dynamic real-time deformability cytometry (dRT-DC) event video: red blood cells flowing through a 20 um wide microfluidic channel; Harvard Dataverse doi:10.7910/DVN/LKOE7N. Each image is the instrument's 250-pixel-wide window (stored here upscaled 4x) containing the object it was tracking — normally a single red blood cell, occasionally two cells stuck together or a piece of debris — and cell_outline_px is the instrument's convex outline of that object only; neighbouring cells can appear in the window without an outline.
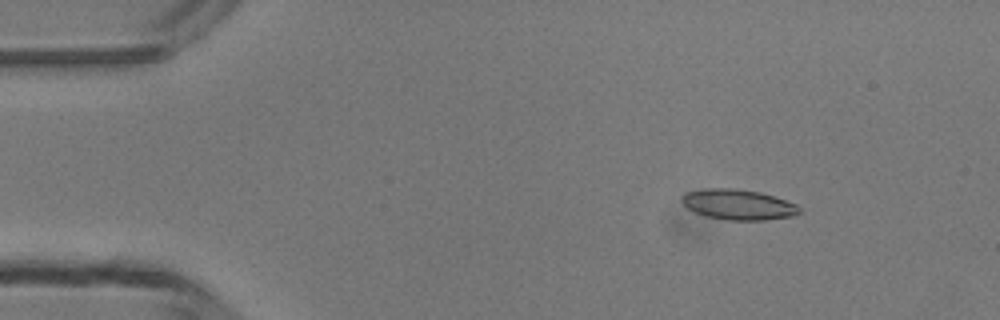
{"species": "common noctule bat (a hibernating species)", "species_latin": "Nyctalus noctula", "temperature_condition": "room temperature", "stored_images_in_passage": 48, "camera_frame_rate_fps": 3000, "um_per_image_px": 0.085, "animal": {"sex": "male", "body_mass_g": 13.3}, "frame": {"image": 1, "passage_image": 6, "time_ms": 1.667, "image_size_px": [1000, 320], "cell_outline_px": [[800, 212], [792, 216], [764, 220], [728, 220], [704, 216], [688, 208], [680, 200], [680, 196], [684, 192], [708, 188], [736, 188], [760, 192], [796, 204], [800, 208]], "centroid_in_image_um": [62.7, 17.38], "position_along_channel_um": 22.3, "area_um2": 20.81}}
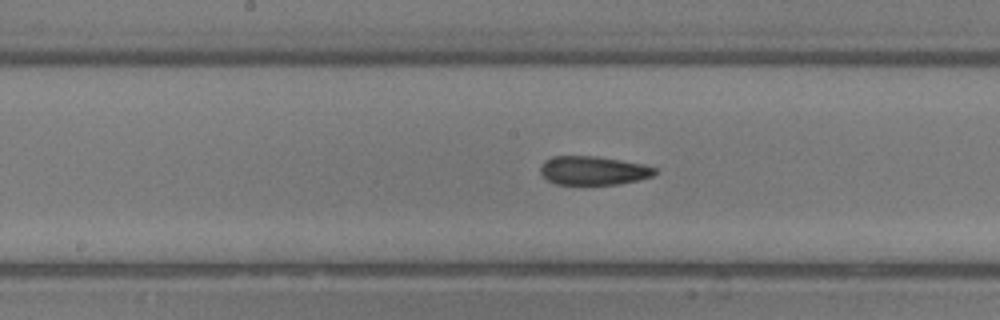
{"frame": {"image": 2, "passage_image": 24, "time_ms": 7.667, "image_size_px": [1000, 320], "cell_outline_px": [[656, 172], [652, 176], [620, 184], [556, 184], [548, 180], [540, 172], [540, 168], [544, 160], [552, 156], [596, 156], [644, 164], [656, 168]], "centroid_in_image_um": [50.41, 14.49], "position_along_channel_um": 197.8, "area_um2": 19.07}}
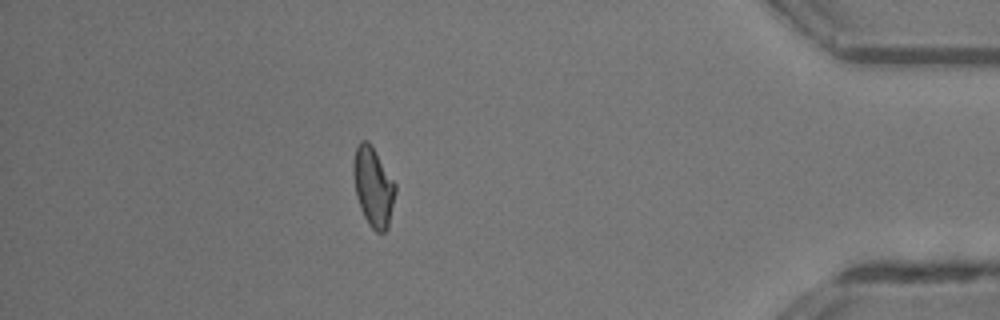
{"frame": {"image": 3, "passage_image": 42, "time_ms": 13.667, "image_size_px": [1000, 320], "cell_outline_px": [[396, 192], [388, 228], [384, 232], [376, 232], [368, 224], [360, 208], [356, 196], [352, 172], [352, 164], [356, 148], [360, 140], [368, 140], [376, 152], [396, 184]], "centroid_in_image_um": [31.72, 15.88], "position_along_channel_um": 403.5, "area_um2": 19.54}, "authors_computed_cell_mechanics": {"area_um2": 19.5653, "velocity_mm_per_s": 4.2199, "shape_relaxation_time_tau1_ms": null, "shape_relaxation_time_tau2_ms": 1.5274, "deformation_change_tau1": null, "deformation_change_tau2": 0.0742}}